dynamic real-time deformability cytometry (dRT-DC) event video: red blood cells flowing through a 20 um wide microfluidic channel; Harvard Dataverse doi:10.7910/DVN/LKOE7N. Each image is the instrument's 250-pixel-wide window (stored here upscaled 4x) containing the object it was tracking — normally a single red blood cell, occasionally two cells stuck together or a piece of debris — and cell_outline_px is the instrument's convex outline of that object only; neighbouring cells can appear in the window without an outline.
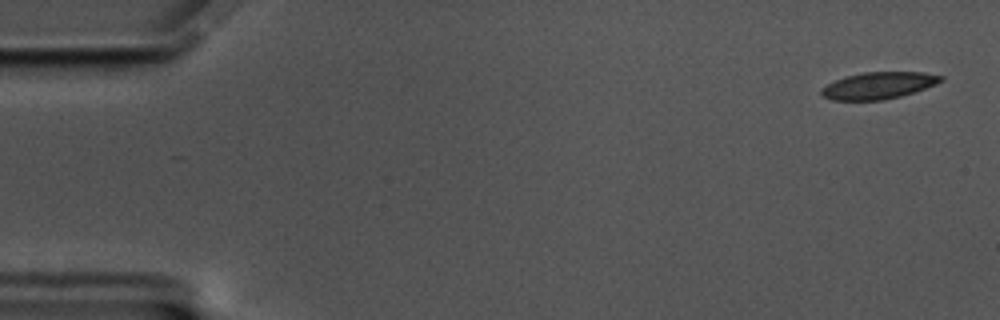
{"species": "common noctule bat (a hibernating species)", "species_latin": "Nyctalus noctula", "temperature_condition": "cold", "stored_images_in_passage": 53, "camera_frame_rate_fps": 3000, "um_per_image_px": 0.085, "animal": {"sex": "male", "body_mass_g": 17.5, "forearm_length_mm": 52.3}, "frame": {"image": 1, "passage_image": 2, "time_ms": 0.333, "image_size_px": [1000, 320], "cell_outline_px": [[944, 80], [936, 84], [900, 96], [880, 100], [832, 100], [824, 96], [820, 92], [820, 88], [836, 80], [848, 76], [864, 72], [924, 72], [944, 76]], "centroid_in_image_um": [74.68, 7.26], "position_along_channel_um": 10.3, "area_um2": 18.44}}
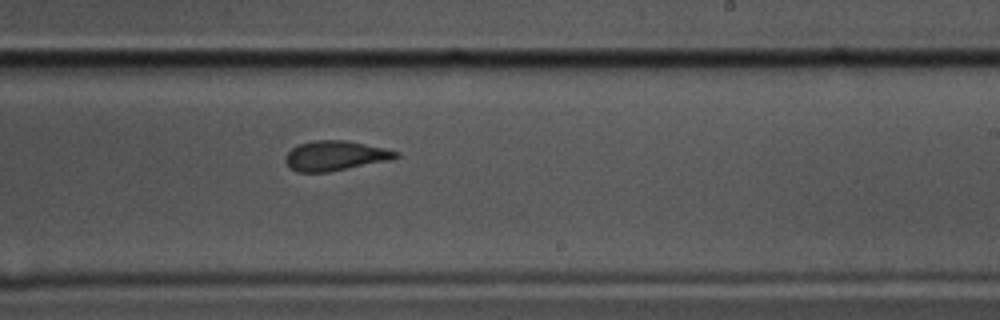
{"frame": {"image": 2, "passage_image": 36, "time_ms": 11.667, "image_size_px": [1000, 320], "cell_outline_px": [[400, 156], [392, 160], [328, 172], [296, 172], [284, 160], [284, 156], [292, 148], [300, 144], [312, 140], [344, 140], [384, 148], [400, 152]], "centroid_in_image_um": [28.51, 13.24], "position_along_channel_um": 260.5, "area_um2": 19.19}}
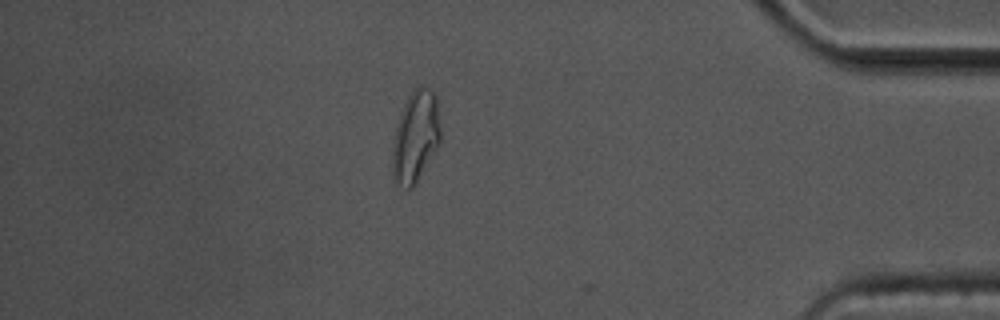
{"frame": {"image": 3, "passage_image": 52, "time_ms": 17.0, "image_size_px": [1000, 320], "cell_outline_px": [[440, 144], [412, 188], [404, 188], [396, 180], [392, 172], [392, 148], [396, 128], [400, 112], [408, 96], [420, 84], [428, 88], [436, 96], [440, 128]], "centroid_in_image_um": [35.32, 11.6], "position_along_channel_um": 399.9, "area_um2": 25.37}, "authors_computed_cell_mechanics": {"area_um2": 19.5942, "velocity_mm_per_s": 3.322, "shape_relaxation_time_tau1_ms": 6.7873, "shape_relaxation_time_tau2_ms": 2.2223, "deformation_change_tau1": 0.1732, "deformation_change_tau2": 0.0966}}